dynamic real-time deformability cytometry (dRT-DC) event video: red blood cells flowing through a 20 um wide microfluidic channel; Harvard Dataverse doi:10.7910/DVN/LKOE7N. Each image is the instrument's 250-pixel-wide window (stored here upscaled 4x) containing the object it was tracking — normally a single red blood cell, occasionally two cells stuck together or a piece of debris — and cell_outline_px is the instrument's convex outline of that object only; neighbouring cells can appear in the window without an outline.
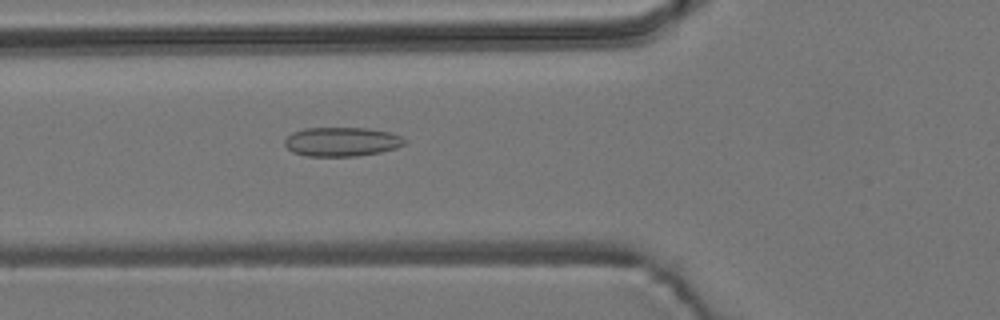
{"species": "common noctule bat (a hibernating species)", "species_latin": "Nyctalus noctula", "temperature_condition": "room temperature", "stored_images_in_passage": 55, "camera_frame_rate_fps": 3000, "um_per_image_px": 0.085, "animal": {"sex": "male", "body_mass_g": 19.2, "forearm_length_mm": 51.8}, "frame": {"image": 1, "passage_image": 20, "time_ms": 6.333, "image_size_px": [1000, 320], "cell_outline_px": [[408, 144], [396, 148], [380, 152], [356, 156], [308, 156], [292, 152], [284, 144], [284, 140], [292, 132], [304, 128], [368, 128], [392, 132], [408, 140]], "centroid_in_image_um": [29.09, 12.04], "position_along_channel_um": 96.7, "area_um2": 20.58}}
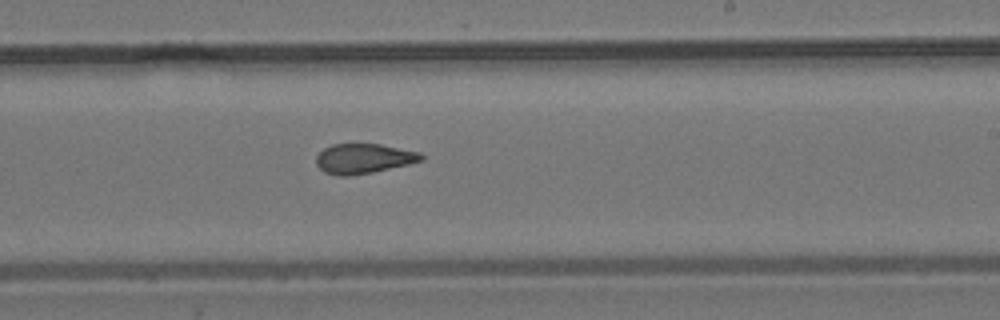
{"frame": {"image": 2, "passage_image": 33, "time_ms": 10.667, "image_size_px": [1000, 320], "cell_outline_px": [[424, 160], [408, 164], [372, 172], [348, 176], [340, 176], [324, 172], [316, 164], [316, 156], [324, 148], [332, 144], [380, 144], [420, 152], [424, 156]], "centroid_in_image_um": [30.9, 13.47], "position_along_channel_um": 258.1, "area_um2": 18.21}}
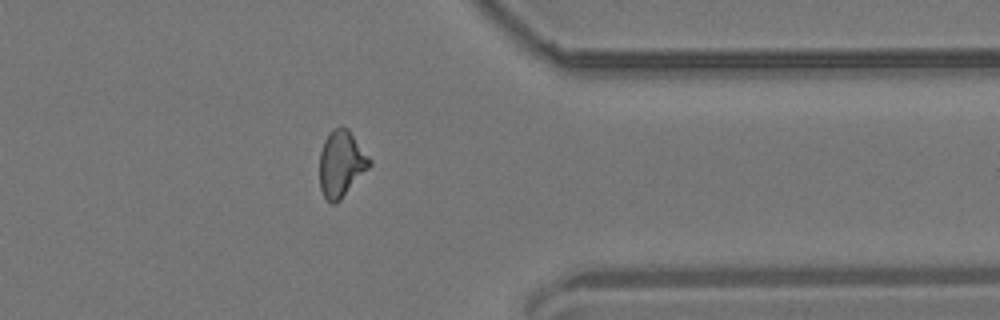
{"frame": {"image": 3, "passage_image": 44, "time_ms": 14.333, "image_size_px": [1000, 320], "cell_outline_px": [[372, 164], [340, 200], [336, 204], [332, 204], [324, 196], [320, 188], [320, 152], [324, 140], [328, 132], [332, 128], [348, 128], [372, 160]], "centroid_in_image_um": [29.01, 13.91], "position_along_channel_um": 382.4, "area_um2": 19.25}, "authors_computed_cell_mechanics": {"area_um2": 19.1896, "velocity_mm_per_s": 3.7192, "shape_relaxation_time_tau1_ms": null, "shape_relaxation_time_tau2_ms": 2.8666, "deformation_change_tau1": null, "deformation_change_tau2": 0.0892}}